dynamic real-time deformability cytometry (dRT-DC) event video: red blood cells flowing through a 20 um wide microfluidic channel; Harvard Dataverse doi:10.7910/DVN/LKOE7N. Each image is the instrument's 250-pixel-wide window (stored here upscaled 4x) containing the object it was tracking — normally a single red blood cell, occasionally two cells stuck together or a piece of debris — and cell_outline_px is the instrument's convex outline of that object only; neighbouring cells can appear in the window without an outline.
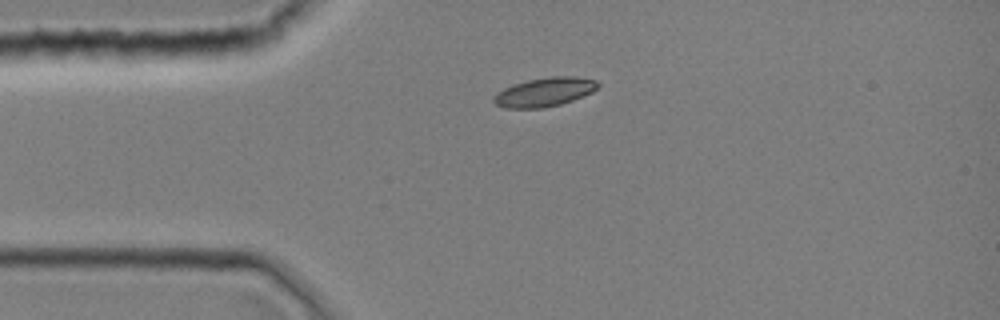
{"species": "common noctule bat (a hibernating species)", "species_latin": "Nyctalus noctula", "temperature_condition": "room temperature", "stored_images_in_passage": 2, "camera_frame_rate_fps": 3000, "um_per_image_px": 0.085, "animal": {"sex": "female", "body_mass_g": 19.0, "forearm_length_mm": 51.5}, "frame": {"image": 1, "passage_image": 1, "time_ms": 0.0, "image_size_px": [1000, 320], "cell_outline_px": [[600, 84], [592, 92], [572, 100], [560, 104], [540, 108], [504, 108], [496, 104], [492, 100], [492, 96], [496, 92], [512, 84], [528, 80], [552, 76], [572, 76], [596, 80]], "centroid_in_image_um": [46.24, 7.82], "position_along_channel_um": 38.8, "area_um2": 17.51}}